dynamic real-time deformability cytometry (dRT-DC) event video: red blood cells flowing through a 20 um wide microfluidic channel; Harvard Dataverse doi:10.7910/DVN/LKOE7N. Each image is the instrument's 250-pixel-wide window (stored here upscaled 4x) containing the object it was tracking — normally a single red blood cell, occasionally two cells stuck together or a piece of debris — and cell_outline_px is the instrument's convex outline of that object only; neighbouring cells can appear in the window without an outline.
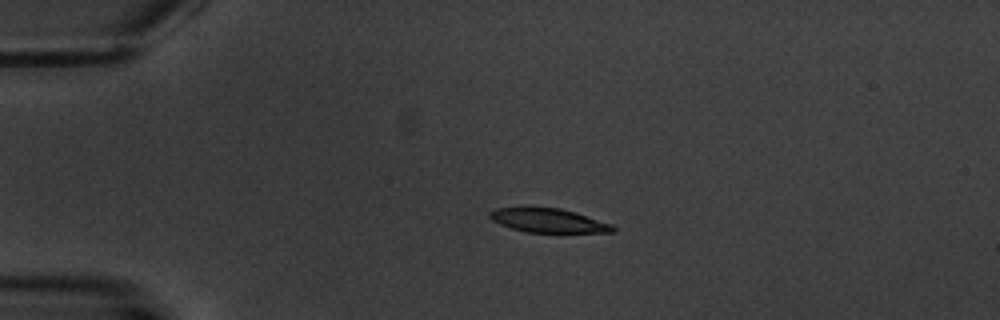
{"species": "common noctule bat (a hibernating species)", "species_latin": "Nyctalus noctula", "temperature_condition": "warm", "stored_images_in_passage": 4, "camera_frame_rate_fps": 3000, "um_per_image_px": 0.085, "animal": {"sex": "male", "body_mass_g": 20.1, "forearm_length_mm": 53.5}, "frame": {"image": 1, "passage_image": 3, "time_ms": 2.667, "image_size_px": [1000, 320], "cell_outline_px": [[616, 232], [528, 232], [512, 228], [500, 224], [492, 220], [488, 216], [488, 212], [496, 208], [560, 208], [576, 212], [612, 224], [616, 228]], "centroid_in_image_um": [46.63, 18.74], "position_along_channel_um": 38.4, "area_um2": 16.99}}